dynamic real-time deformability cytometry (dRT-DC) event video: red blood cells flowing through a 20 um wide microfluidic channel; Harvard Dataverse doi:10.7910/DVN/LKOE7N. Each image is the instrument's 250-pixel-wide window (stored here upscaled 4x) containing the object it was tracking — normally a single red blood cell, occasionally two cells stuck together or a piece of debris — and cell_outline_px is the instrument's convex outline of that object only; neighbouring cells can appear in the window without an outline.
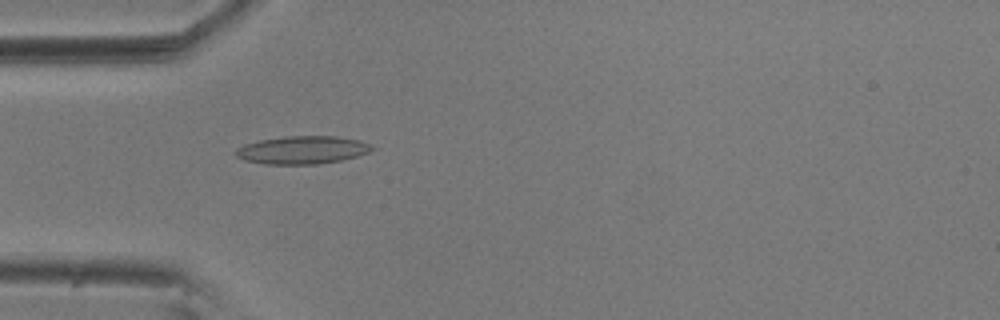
{"species": "common noctule bat (a hibernating species)", "species_latin": "Nyctalus noctula", "temperature_condition": "room temperature", "stored_images_in_passage": 55, "camera_frame_rate_fps": 3000, "um_per_image_px": 0.085, "animal": {"sex": "male", "body_mass_g": 20.5, "forearm_length_mm": 52.5}, "frame": {"image": 1, "passage_image": 16, "time_ms": 5.0, "image_size_px": [1000, 320], "cell_outline_px": [[376, 148], [368, 152], [356, 156], [340, 160], [316, 164], [264, 164], [244, 160], [236, 156], [236, 148], [244, 144], [260, 140], [284, 136], [336, 136], [360, 140], [372, 144]], "centroid_in_image_um": [25.7, 12.74], "position_along_channel_um": 59.3, "area_um2": 22.2}}
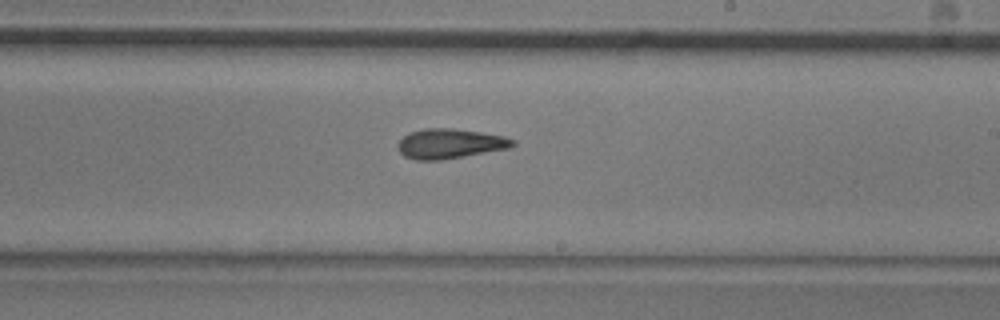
{"frame": {"image": 2, "passage_image": 32, "time_ms": 10.333, "image_size_px": [1000, 320], "cell_outline_px": [[516, 144], [508, 148], [440, 160], [416, 160], [404, 156], [400, 152], [396, 144], [408, 132], [424, 128], [452, 128], [480, 132], [504, 136], [516, 140]], "centroid_in_image_um": [38.21, 12.2], "position_along_channel_um": 250.8, "area_um2": 19.88}}
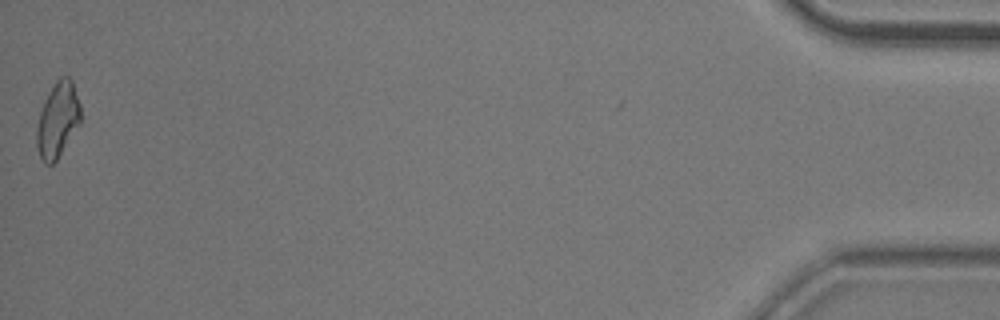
{"frame": {"image": 3, "passage_image": 55, "time_ms": 18.0, "image_size_px": [1000, 320], "cell_outline_px": [[80, 124], [56, 160], [52, 164], [44, 164], [36, 148], [36, 128], [40, 112], [56, 80], [60, 76], [68, 76], [72, 80], [80, 104]], "centroid_in_image_um": [4.9, 10.21], "position_along_channel_um": 430.3, "area_um2": 19.02}, "authors_computed_cell_mechanics": {"area_um2": 19.5942, "velocity_mm_per_s": 3.6226, "shape_relaxation_time_tau1_ms": 9.734, "shape_relaxation_time_tau2_ms": 3.8266, "deformation_change_tau1": 0.2145, "deformation_change_tau2": 0.1239}}